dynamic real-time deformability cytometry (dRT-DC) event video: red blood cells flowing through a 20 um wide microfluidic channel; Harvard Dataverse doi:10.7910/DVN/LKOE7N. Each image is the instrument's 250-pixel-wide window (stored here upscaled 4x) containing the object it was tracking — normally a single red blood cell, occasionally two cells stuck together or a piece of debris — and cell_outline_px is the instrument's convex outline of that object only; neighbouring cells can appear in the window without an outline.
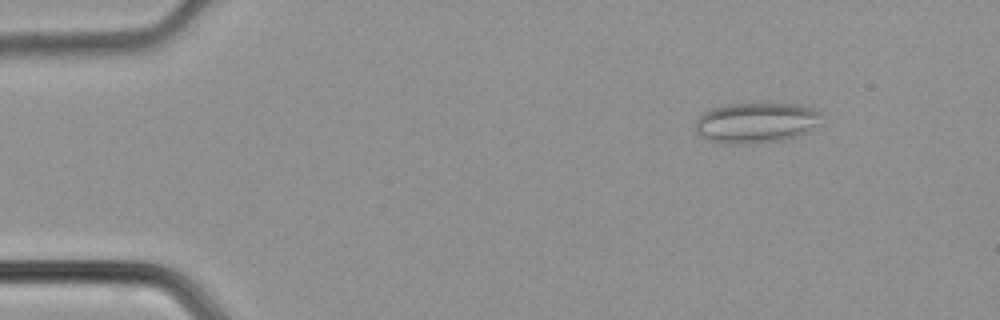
{"species": "common noctule bat (a hibernating species)", "species_latin": "Nyctalus noctula", "temperature_condition": "cold", "stored_images_in_passage": 47, "camera_frame_rate_fps": 3000, "um_per_image_px": 0.085, "animal": {"sex": "male", "body_mass_g": 21.5, "forearm_length_mm": 52.0}, "frame": {"image": 1, "passage_image": 6, "time_ms": 1.667, "image_size_px": [1000, 320], "cell_outline_px": [[820, 124], [808, 132], [784, 140], [736, 144], [732, 144], [708, 140], [700, 136], [696, 132], [696, 120], [704, 112], [712, 108], [732, 104], [792, 104], [812, 108], [820, 112]], "centroid_in_image_um": [64.27, 10.44], "position_along_channel_um": 20.7, "area_um2": 29.42}}
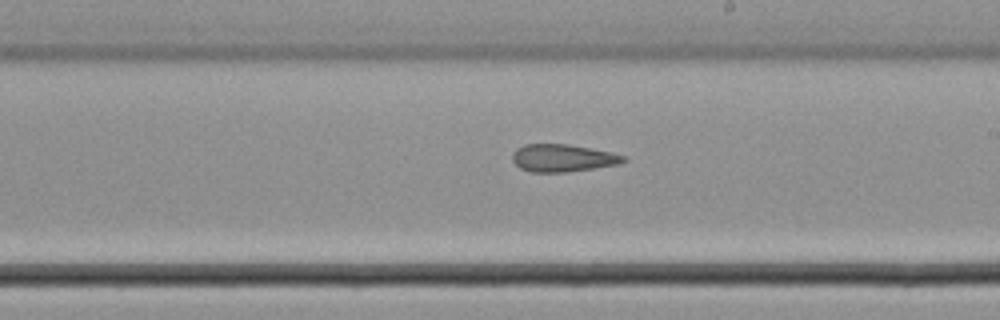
{"frame": {"image": 2, "passage_image": 27, "time_ms": 8.667, "image_size_px": [1000, 320], "cell_outline_px": [[628, 160], [620, 164], [568, 172], [532, 172], [520, 168], [512, 160], [512, 152], [516, 148], [524, 144], [568, 144], [608, 152], [624, 156]], "centroid_in_image_um": [47.8, 13.43], "position_along_channel_um": 241.2, "area_um2": 17.74}}
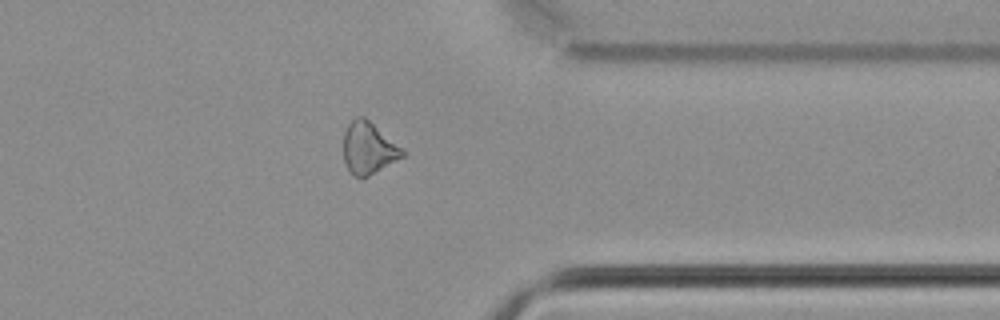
{"frame": {"image": 3, "passage_image": 37, "time_ms": 12.0, "image_size_px": [1000, 320], "cell_outline_px": [[404, 156], [368, 176], [352, 176], [348, 172], [344, 164], [344, 132], [348, 124], [356, 116], [364, 116], [400, 148], [404, 152]], "centroid_in_image_um": [31.26, 12.6], "position_along_channel_um": 380.1, "area_um2": 17.4}}